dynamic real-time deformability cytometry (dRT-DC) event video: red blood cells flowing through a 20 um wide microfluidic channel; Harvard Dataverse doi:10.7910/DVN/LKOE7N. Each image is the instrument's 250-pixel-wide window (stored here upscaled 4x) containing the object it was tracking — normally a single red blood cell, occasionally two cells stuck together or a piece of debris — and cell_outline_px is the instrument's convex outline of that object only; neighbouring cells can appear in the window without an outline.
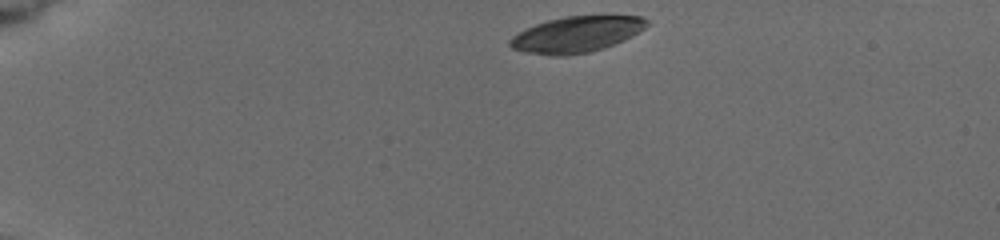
{"species": "common noctule bat (a hibernating species)", "species_latin": "Nyctalus noctula", "temperature_condition": "cold", "stored_images_in_passage": 5, "camera_frame_rate_fps": 3000, "um_per_image_px": 0.085, "animal": {"sex": "female", "body_mass_g": 19.5, "forearm_length_mm": 54.1}, "frame": {"image": 1, "passage_image": 1, "time_ms": 0.0, "image_size_px": [1000, 240], "cell_outline_px": [[648, 24], [644, 28], [624, 40], [604, 48], [588, 52], [564, 56], [552, 56], [524, 52], [512, 48], [508, 44], [508, 40], [512, 36], [524, 28], [548, 20], [564, 16], [644, 16], [648, 20]], "centroid_in_image_um": [48.96, 2.93], "position_along_channel_um": 36.0, "area_um2": 28.73}}
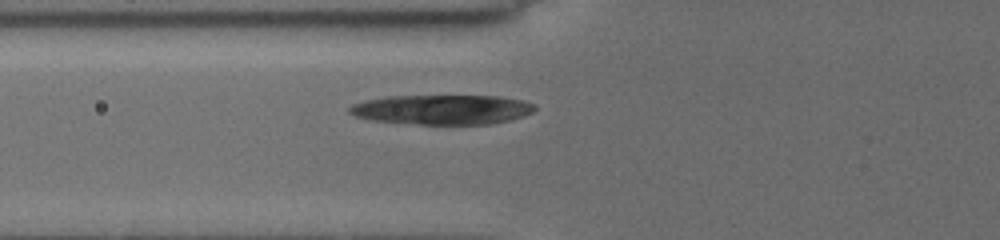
{"frame": {"image": 2, "passage_image": 5, "time_ms": 3.333, "image_size_px": [1000, 240], "cell_outline_px": [[536, 108], [532, 112], [524, 116], [508, 120], [488, 124], [420, 124], [372, 120], [356, 116], [348, 112], [348, 108], [352, 104], [364, 100], [388, 96], [500, 96], [524, 100], [536, 104]], "centroid_in_image_um": [37.6, 9.3], "position_along_channel_um": 88.2, "area_um2": 32.08}}